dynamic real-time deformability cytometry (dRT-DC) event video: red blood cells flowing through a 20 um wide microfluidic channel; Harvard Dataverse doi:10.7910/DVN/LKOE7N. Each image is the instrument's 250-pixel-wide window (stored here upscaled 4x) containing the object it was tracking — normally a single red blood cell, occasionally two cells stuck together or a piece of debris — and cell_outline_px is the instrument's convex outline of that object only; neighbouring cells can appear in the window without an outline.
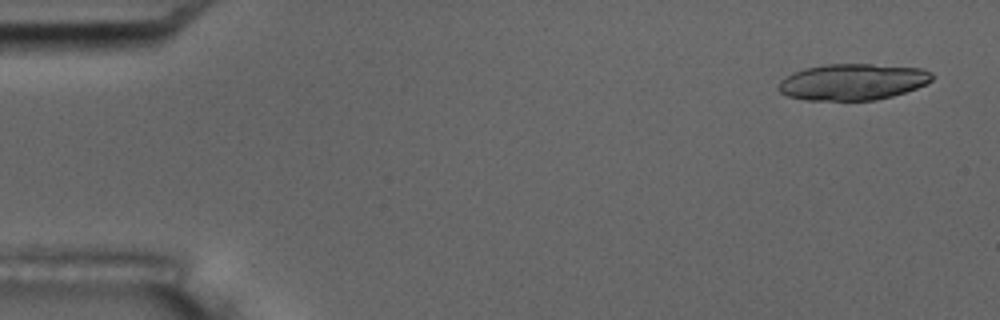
{"species": "common noctule bat (a hibernating species)", "species_latin": "Nyctalus noctula", "temperature_condition": "room temperature", "stored_images_in_passage": 6, "camera_frame_rate_fps": 3000, "um_per_image_px": 0.085, "animal": {"sex": "male", "body_mass_g": 17.5, "forearm_length_mm": 52.3}, "frame": {"image": 1, "passage_image": 1, "time_ms": 0.0, "image_size_px": [1000, 320], "cell_outline_px": [[932, 80], [916, 88], [892, 96], [876, 100], [804, 100], [788, 96], [780, 92], [776, 88], [780, 80], [784, 76], [792, 72], [804, 68], [824, 64], [872, 64], [924, 68], [932, 72]], "centroid_in_image_um": [72.43, 6.95], "position_along_channel_um": 12.6, "area_um2": 32.77}}